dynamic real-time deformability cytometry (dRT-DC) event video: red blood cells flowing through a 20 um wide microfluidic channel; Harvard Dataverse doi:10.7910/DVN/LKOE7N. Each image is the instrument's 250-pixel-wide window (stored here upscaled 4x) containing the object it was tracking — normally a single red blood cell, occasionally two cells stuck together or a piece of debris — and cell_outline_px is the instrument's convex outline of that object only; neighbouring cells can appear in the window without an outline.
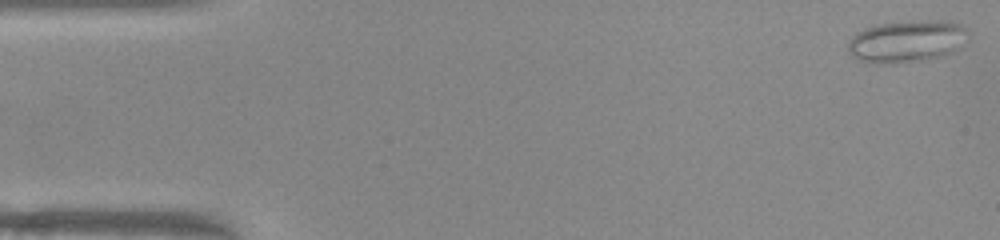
{"species": "common noctule bat (a hibernating species)", "species_latin": "Nyctalus noctula", "temperature_condition": "warm", "stored_images_in_passage": 9, "camera_frame_rate_fps": 3000, "um_per_image_px": 0.085, "animal": {"sex": "female", "body_mass_g": 22.0, "forearm_length_mm": 56.7}, "frame": {"image": 1, "passage_image": 1, "time_ms": 0.0, "image_size_px": [1000, 240], "cell_outline_px": [[968, 44], [956, 52], [944, 56], [928, 60], [892, 64], [872, 64], [860, 60], [852, 56], [848, 52], [848, 40], [856, 32], [864, 28], [880, 24], [928, 20], [952, 20], [964, 24], [968, 32]], "centroid_in_image_um": [77.17, 3.53], "position_along_channel_um": 7.8, "area_um2": 30.58}}